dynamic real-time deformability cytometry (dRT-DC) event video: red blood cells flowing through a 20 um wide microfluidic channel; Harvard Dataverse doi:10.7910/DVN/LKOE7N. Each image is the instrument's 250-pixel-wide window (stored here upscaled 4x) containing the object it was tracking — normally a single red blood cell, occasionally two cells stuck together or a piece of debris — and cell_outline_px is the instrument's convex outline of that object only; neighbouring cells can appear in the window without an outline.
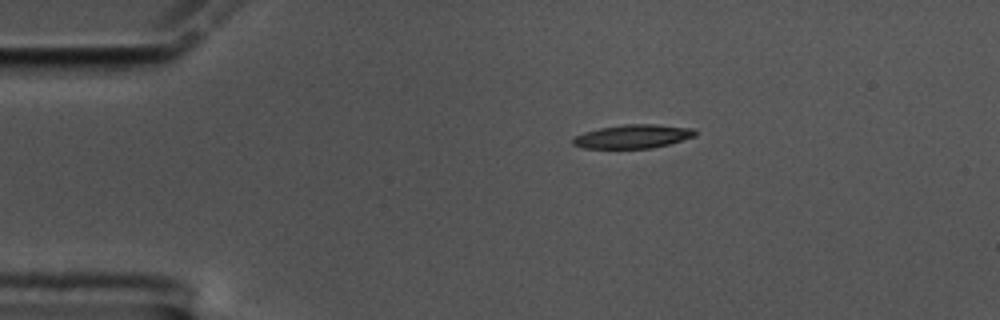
{"species": "common noctule bat (a hibernating species)", "species_latin": "Nyctalus noctula", "temperature_condition": "cold", "stored_images_in_passage": 48, "camera_frame_rate_fps": 3000, "um_per_image_px": 0.085, "animal": {"sex": "male", "body_mass_g": 17.5, "forearm_length_mm": 52.3}, "frame": {"image": 1, "passage_image": 1, "time_ms": 0.0, "image_size_px": [1000, 320], "cell_outline_px": [[696, 136], [668, 144], [652, 148], [584, 148], [572, 144], [572, 136], [584, 132], [600, 128], [624, 124], [656, 124], [692, 128], [696, 132]], "centroid_in_image_um": [53.77, 11.59], "position_along_channel_um": 31.2, "area_um2": 16.88}}
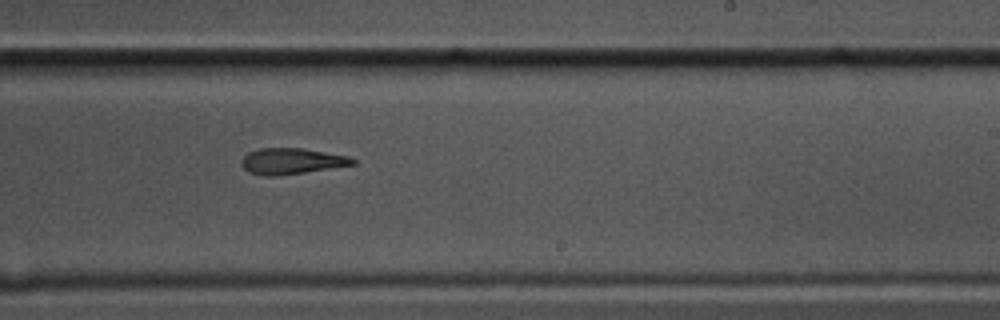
{"frame": {"image": 2, "passage_image": 25, "time_ms": 8.0, "image_size_px": [1000, 320], "cell_outline_px": [[356, 164], [304, 172], [272, 176], [264, 176], [248, 172], [240, 164], [240, 160], [248, 152], [260, 148], [300, 148], [348, 156], [356, 160]], "centroid_in_image_um": [24.74, 13.69], "position_along_channel_um": 264.3, "area_um2": 16.7}}
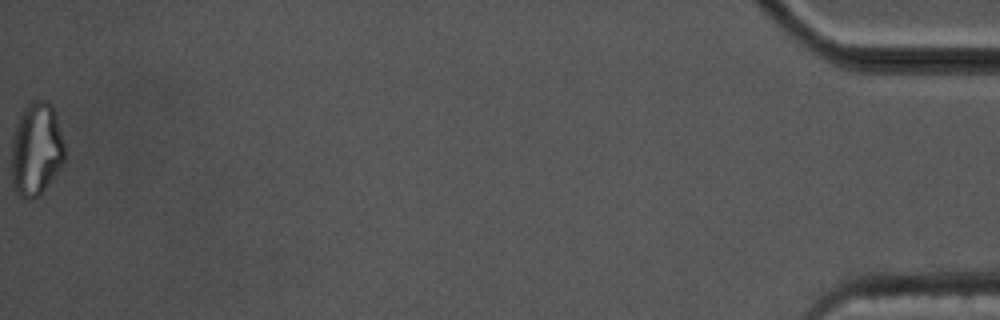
{"frame": {"image": 3, "passage_image": 48, "time_ms": 15.667, "image_size_px": [1000, 320], "cell_outline_px": [[64, 160], [40, 196], [28, 200], [20, 196], [12, 188], [12, 136], [16, 124], [24, 108], [32, 100], [48, 100], [52, 104], [56, 112], [64, 144]], "centroid_in_image_um": [3.07, 12.67], "position_along_channel_um": 432.1, "area_um2": 29.07}, "authors_computed_cell_mechanics": {"area_um2": 17.9469, "velocity_mm_per_s": 3.5016, "shape_relaxation_time_tau1_ms": 7.3778, "shape_relaxation_time_tau2_ms": 4.1831, "deformation_change_tau1": 0.2511, "deformation_change_tau2": 0.1512}}